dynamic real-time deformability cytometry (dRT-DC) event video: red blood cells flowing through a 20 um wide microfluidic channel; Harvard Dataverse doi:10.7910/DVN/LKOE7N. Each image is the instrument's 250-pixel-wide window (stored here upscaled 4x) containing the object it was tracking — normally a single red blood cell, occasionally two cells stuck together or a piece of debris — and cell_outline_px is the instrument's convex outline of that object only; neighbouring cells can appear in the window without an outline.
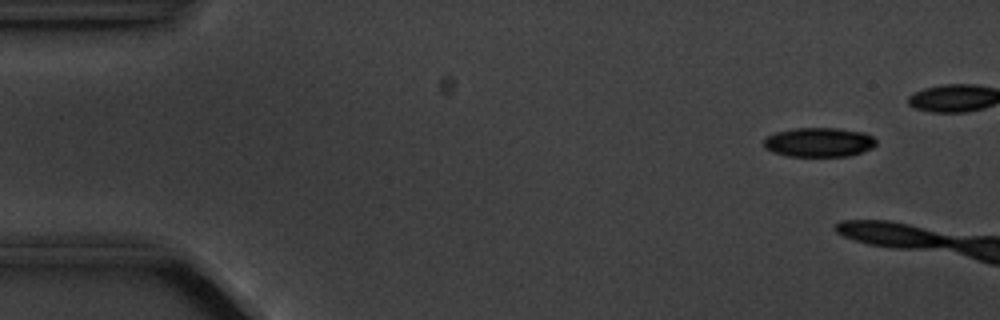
{"species": "common noctule bat (a hibernating species)", "species_latin": "Nyctalus noctula", "temperature_condition": "cold", "stored_images_in_passage": 3, "camera_frame_rate_fps": 3000, "um_per_image_px": 0.085, "animal": {"sex": "male", "body_mass_g": 20.1, "forearm_length_mm": 53.5}, "frame": {"image": 1, "passage_image": 1, "time_ms": 0.0, "image_size_px": [1000, 320], "cell_outline_px": [[876, 144], [872, 148], [848, 156], [788, 156], [772, 152], [764, 148], [764, 140], [768, 136], [776, 132], [796, 128], [836, 128], [864, 132], [872, 136], [876, 140]], "centroid_in_image_um": [69.61, 12.09], "position_along_channel_um": 15.4, "area_um2": 19.13}}